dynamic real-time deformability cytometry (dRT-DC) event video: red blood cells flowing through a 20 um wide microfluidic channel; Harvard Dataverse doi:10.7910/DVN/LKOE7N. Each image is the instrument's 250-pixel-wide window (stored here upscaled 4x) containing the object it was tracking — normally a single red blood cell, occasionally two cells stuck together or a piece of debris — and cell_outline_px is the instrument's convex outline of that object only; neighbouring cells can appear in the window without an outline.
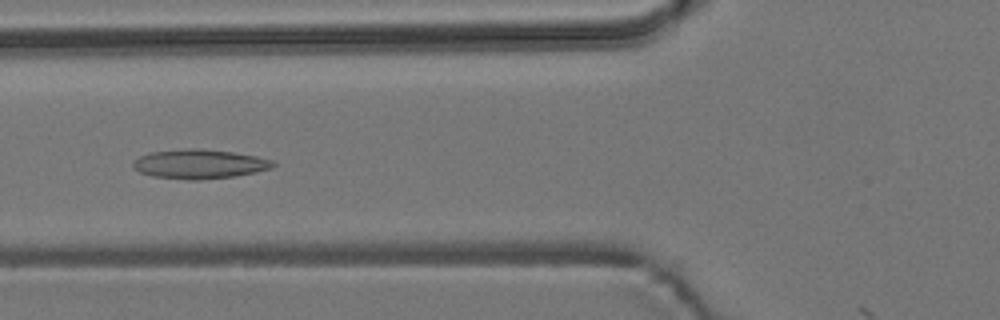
{"species": "common noctule bat (a hibernating species)", "species_latin": "Nyctalus noctula", "temperature_condition": "room temperature", "stored_images_in_passage": 43, "camera_frame_rate_fps": 3000, "um_per_image_px": 0.085, "animal": {"sex": "male", "body_mass_g": 19.2, "forearm_length_mm": 51.8}, "frame": {"image": 1, "passage_image": 16, "time_ms": 5.0, "image_size_px": [1000, 320], "cell_outline_px": [[276, 164], [272, 168], [256, 172], [236, 176], [200, 180], [188, 180], [152, 176], [140, 172], [132, 168], [132, 160], [148, 152], [188, 148], [196, 148], [232, 152], [256, 156], [272, 160]], "centroid_in_image_um": [16.92, 13.94], "position_along_channel_um": 108.9, "area_um2": 24.1}}
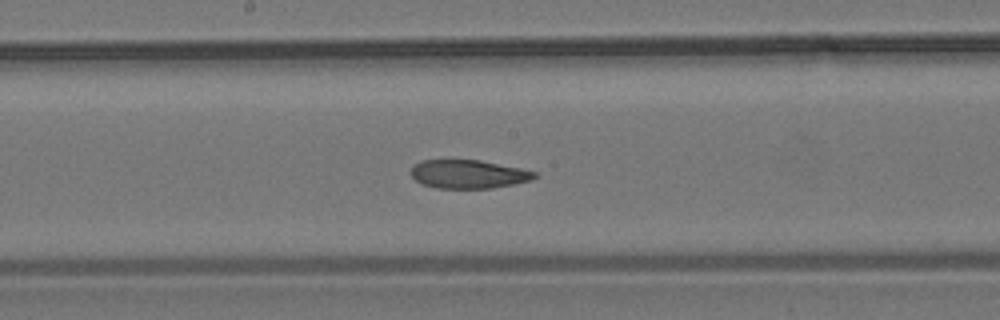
{"frame": {"image": 2, "passage_image": 24, "time_ms": 7.667, "image_size_px": [1000, 320], "cell_outline_px": [[536, 176], [532, 180], [492, 188], [436, 188], [420, 184], [412, 176], [412, 168], [420, 160], [480, 160], [520, 168], [536, 172]], "centroid_in_image_um": [39.8, 14.8], "position_along_channel_um": 208.4, "area_um2": 20.4}}
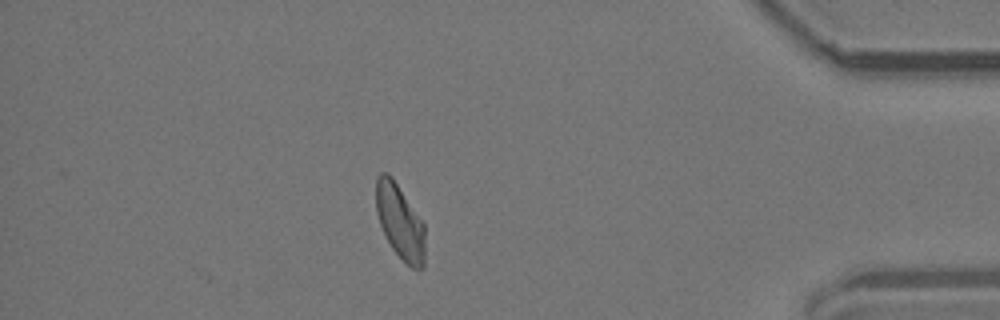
{"frame": {"image": 3, "passage_image": 43, "time_ms": 14.0, "image_size_px": [1000, 320], "cell_outline_px": [[424, 268], [412, 268], [392, 248], [380, 224], [376, 212], [376, 176], [380, 172], [388, 172], [392, 176], [424, 224]], "centroid_in_image_um": [33.98, 18.8], "position_along_channel_um": 401.2, "area_um2": 21.04}, "authors_computed_cell_mechanics": {"area_um2": 21.964, "velocity_mm_per_s": 3.726, "shape_relaxation_time_tau1_ms": null, "shape_relaxation_time_tau2_ms": 1.8584, "deformation_change_tau1": null, "deformation_change_tau2": 0.0661}}